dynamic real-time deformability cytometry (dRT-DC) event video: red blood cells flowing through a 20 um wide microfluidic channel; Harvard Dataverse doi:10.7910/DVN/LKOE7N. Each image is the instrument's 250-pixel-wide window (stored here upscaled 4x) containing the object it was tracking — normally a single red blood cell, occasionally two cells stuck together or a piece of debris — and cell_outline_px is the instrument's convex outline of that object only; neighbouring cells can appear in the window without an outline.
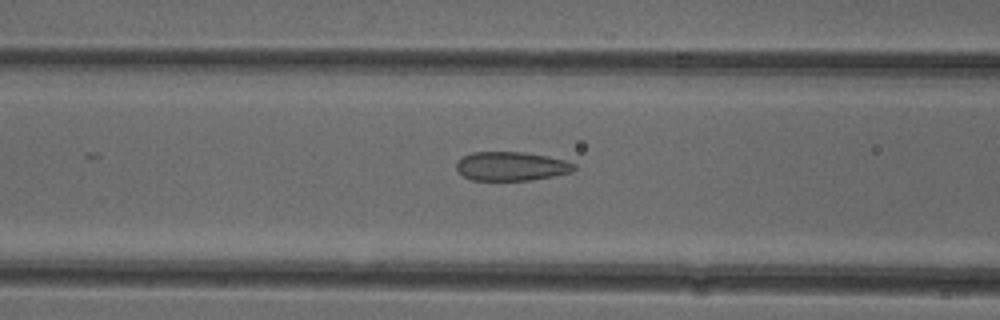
{"species": "common noctule bat (a hibernating species)", "species_latin": "Nyctalus noctula", "temperature_condition": "cold", "stored_images_in_passage": 31, "camera_frame_rate_fps": 3000, "um_per_image_px": 0.085, "animal": {"sex": "female"}, "frame": {"image": 1, "passage_image": 21, "time_ms": 6.667, "image_size_px": [1000, 320], "cell_outline_px": [[576, 168], [572, 172], [552, 176], [528, 180], [472, 180], [464, 176], [456, 168], [456, 164], [464, 156], [472, 152], [524, 152], [548, 156], [564, 160], [576, 164]], "centroid_in_image_um": [43.48, 14.12], "position_along_channel_um": 123.1, "area_um2": 19.71}}
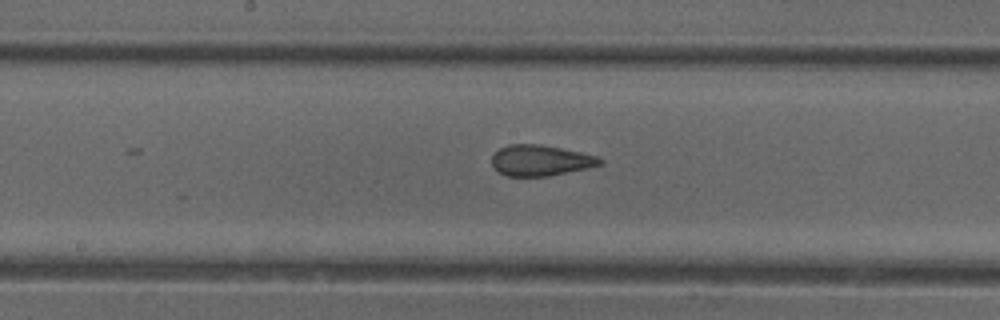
{"frame": {"image": 2, "passage_image": 27, "time_ms": 8.667, "image_size_px": [1000, 320], "cell_outline_px": [[604, 164], [588, 168], [548, 176], [504, 176], [496, 172], [492, 164], [492, 156], [500, 148], [508, 144], [540, 144], [600, 156], [604, 160]], "centroid_in_image_um": [45.96, 13.64], "position_along_channel_um": 202.2, "area_um2": 19.65}}
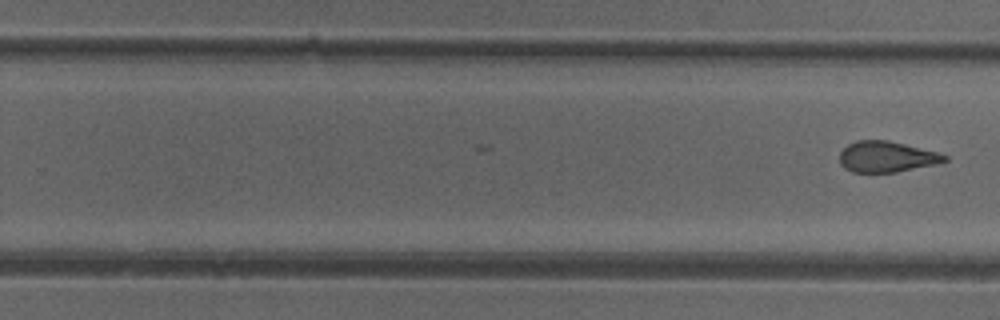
{"frame": {"image": 3, "passage_image": 31, "time_ms": 10.0, "image_size_px": [1000, 320], "cell_outline_px": [[948, 160], [936, 164], [896, 172], [852, 172], [844, 168], [840, 164], [840, 152], [848, 144], [856, 140], [888, 140], [936, 152], [948, 156]], "centroid_in_image_um": [75.33, 13.32], "position_along_channel_um": 254.5, "area_um2": 18.79}}